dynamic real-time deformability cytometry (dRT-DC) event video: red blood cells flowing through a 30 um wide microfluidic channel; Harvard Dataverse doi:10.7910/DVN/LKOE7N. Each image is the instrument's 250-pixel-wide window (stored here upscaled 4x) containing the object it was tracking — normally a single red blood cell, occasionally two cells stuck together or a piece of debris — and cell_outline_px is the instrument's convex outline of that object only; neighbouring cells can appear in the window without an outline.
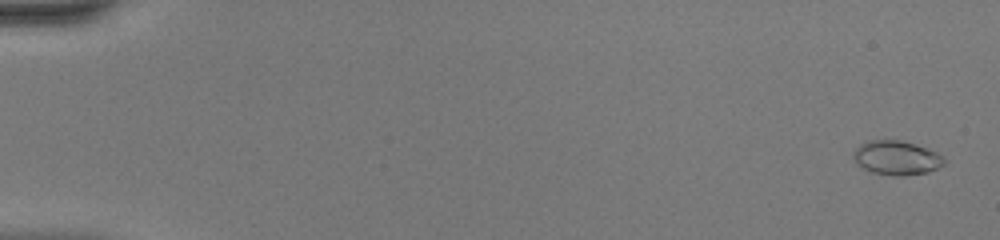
{"species": "common noctule bat (a hibernating species)", "species_latin": "Nyctalus noctula", "temperature_condition": "warm", "stored_images_in_passage": 48, "camera_frame_rate_fps": 3000, "um_per_image_px": 0.085, "animal": {"sex": "female", "body_mass_g": 20.0, "forearm_length_mm": 54.0}, "frame": {"image": 1, "passage_image": 2, "time_ms": 0.333, "image_size_px": [1000, 240], "cell_outline_px": [[944, 164], [928, 172], [904, 176], [892, 176], [872, 172], [856, 164], [852, 156], [852, 152], [860, 144], [868, 140], [900, 140], [928, 148], [936, 152], [944, 160]], "centroid_in_image_um": [76.16, 13.41], "position_along_channel_um": 8.8, "area_um2": 18.09}}
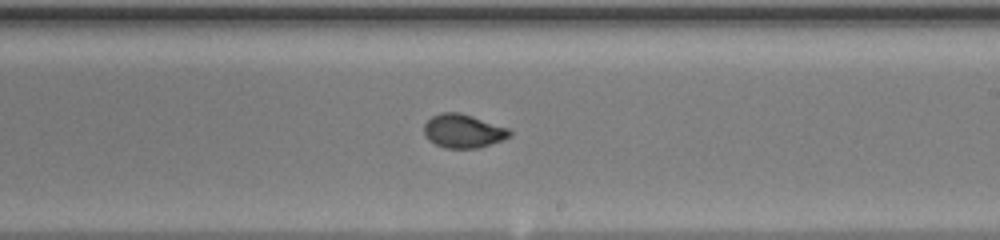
{"frame": {"image": 2, "passage_image": 30, "time_ms": 9.667, "image_size_px": [1000, 240], "cell_outline_px": [[512, 132], [508, 136], [500, 140], [480, 148], [444, 148], [428, 140], [424, 136], [424, 124], [432, 116], [440, 112], [460, 112], [508, 128]], "centroid_in_image_um": [39.32, 11.13], "position_along_channel_um": 249.7, "area_um2": 16.7}}
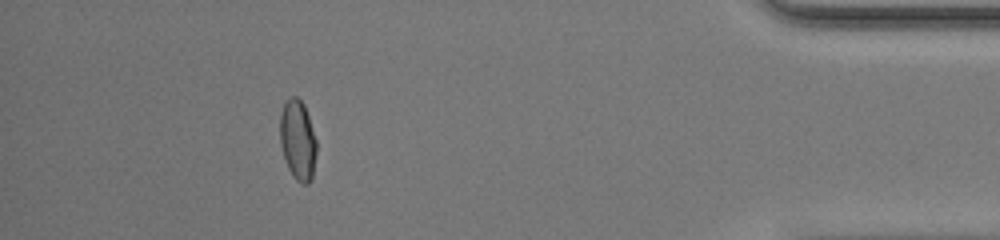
{"frame": {"image": 3, "passage_image": 44, "time_ms": 14.333, "image_size_px": [1000, 240], "cell_outline_px": [[316, 152], [312, 180], [308, 184], [300, 184], [292, 176], [288, 168], [280, 144], [280, 112], [284, 104], [292, 96], [296, 96], [304, 104], [316, 140]], "centroid_in_image_um": [25.31, 11.94], "position_along_channel_um": 409.9, "area_um2": 17.05}, "authors_computed_cell_mechanics": {"area_um2": 17.0799, "velocity_mm_per_s": 4.4463, "shape_relaxation_time_tau1_ms": 5.2316, "shape_relaxation_time_tau2_ms": 0.7329, "deformation_change_tau1": 0.167, "deformation_change_tau2": 0.0385}}